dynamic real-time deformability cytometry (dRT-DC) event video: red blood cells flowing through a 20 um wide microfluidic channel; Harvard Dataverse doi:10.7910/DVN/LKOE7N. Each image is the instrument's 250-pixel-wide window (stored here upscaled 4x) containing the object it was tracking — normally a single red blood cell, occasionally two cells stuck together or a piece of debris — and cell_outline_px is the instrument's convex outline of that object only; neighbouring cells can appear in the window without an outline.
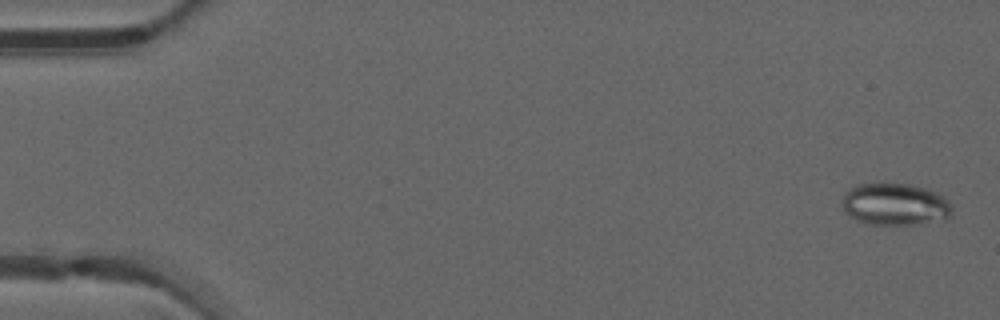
{"species": "common noctule bat (a hibernating species)", "species_latin": "Nyctalus noctula", "temperature_condition": "warm", "stored_images_in_passage": 47, "camera_frame_rate_fps": 3000, "um_per_image_px": 0.085, "animal": {"sex": "male", "forearm_length_mm": 52.5}, "frame": {"image": 1, "passage_image": 1, "time_ms": 0.0, "image_size_px": [1000, 320], "cell_outline_px": [[952, 216], [944, 220], [912, 224], [868, 224], [856, 220], [844, 208], [844, 192], [848, 188], [856, 184], [912, 184], [936, 192], [944, 196], [952, 204]], "centroid_in_image_um": [76.13, 17.36], "position_along_channel_um": 8.9, "area_um2": 26.88}}
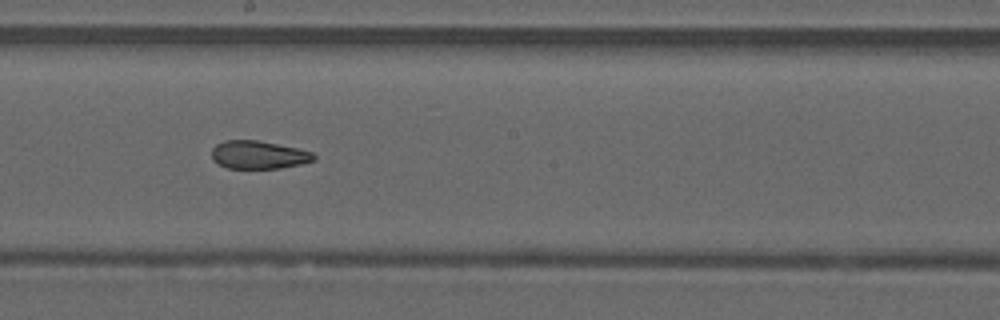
{"frame": {"image": 2, "passage_image": 27, "time_ms": 8.667, "image_size_px": [1000, 320], "cell_outline_px": [[316, 160], [300, 164], [280, 168], [228, 168], [216, 164], [212, 160], [212, 148], [216, 144], [224, 140], [256, 140], [300, 148], [312, 152], [316, 156]], "centroid_in_image_um": [21.97, 13.16], "position_along_channel_um": 226.2, "area_um2": 16.88}}
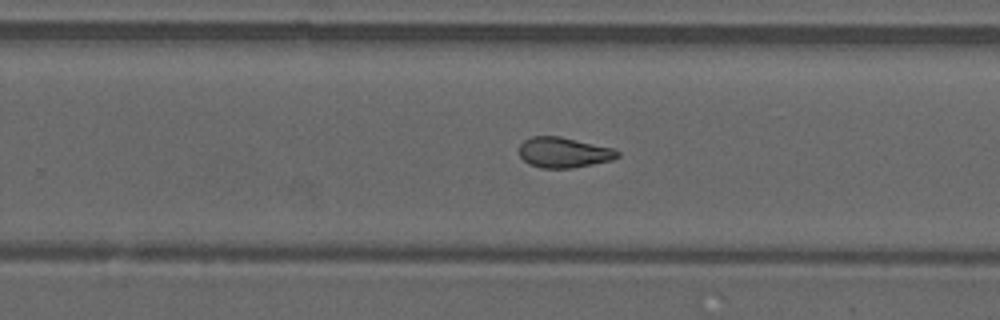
{"frame": {"image": 3, "passage_image": 31, "time_ms": 10.0, "image_size_px": [1000, 320], "cell_outline_px": [[620, 156], [612, 160], [572, 168], [544, 168], [528, 164], [520, 156], [520, 144], [524, 140], [532, 136], [560, 136], [612, 148], [620, 152]], "centroid_in_image_um": [47.91, 12.96], "position_along_channel_um": 281.9, "area_um2": 17.34}, "authors_computed_cell_mechanics": {"area_um2": 18.2648, "velocity_mm_per_s": 4.2011, "shape_relaxation_time_tau1_ms": null, "shape_relaxation_time_tau2_ms": 2.7779, "deformation_change_tau1": null, "deformation_change_tau2": 0.1023}}